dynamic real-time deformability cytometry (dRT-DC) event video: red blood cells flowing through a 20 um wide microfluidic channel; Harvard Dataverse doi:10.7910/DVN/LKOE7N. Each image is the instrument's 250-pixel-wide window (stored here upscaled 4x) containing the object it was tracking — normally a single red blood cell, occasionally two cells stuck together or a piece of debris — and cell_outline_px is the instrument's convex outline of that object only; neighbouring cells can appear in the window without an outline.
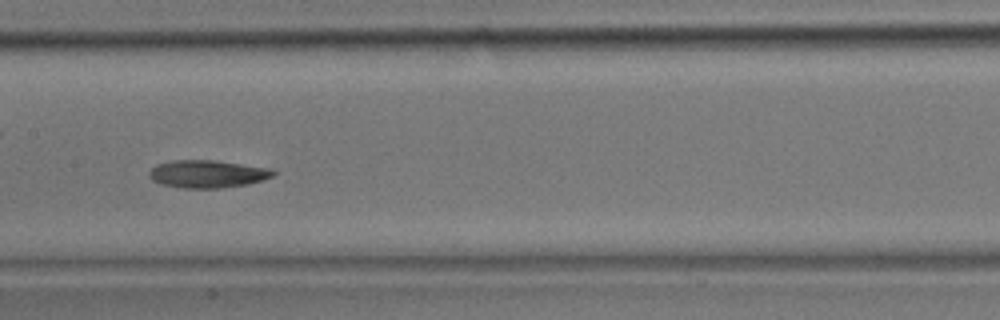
{"species": "common noctule bat (a hibernating species)", "species_latin": "Nyctalus noctula", "temperature_condition": "room temperature", "stored_images_in_passage": 33, "camera_frame_rate_fps": 3000, "um_per_image_px": 0.085, "animal": {"sex": "male", "body_mass_g": 17.9}, "frame": {"image": 1, "passage_image": 15, "time_ms": 4.667, "image_size_px": [1000, 320], "cell_outline_px": [[276, 172], [272, 176], [264, 180], [248, 184], [220, 188], [184, 188], [160, 184], [152, 180], [148, 176], [148, 172], [156, 164], [172, 160], [212, 160], [272, 168]], "centroid_in_image_um": [17.62, 14.78], "position_along_channel_um": 189.8, "area_um2": 20.11}}
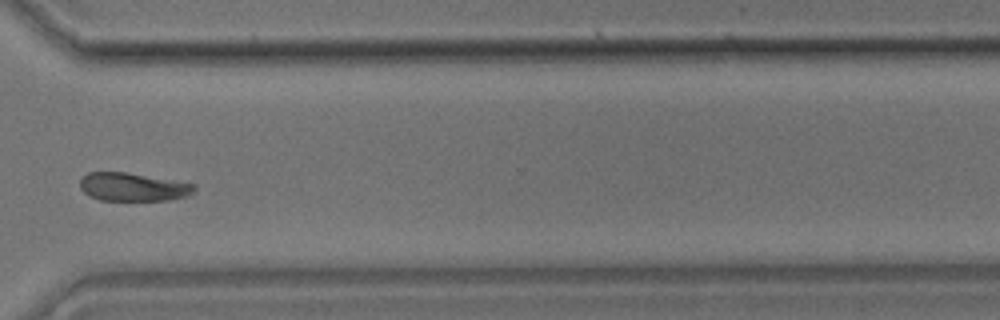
{"frame": {"image": 2, "passage_image": 24, "time_ms": 7.667, "image_size_px": [1000, 320], "cell_outline_px": [[196, 188], [188, 196], [168, 200], [100, 200], [88, 196], [80, 188], [80, 180], [88, 172], [124, 172], [196, 184]], "centroid_in_image_um": [11.29, 15.9], "position_along_channel_um": 359.3, "area_um2": 18.73}}